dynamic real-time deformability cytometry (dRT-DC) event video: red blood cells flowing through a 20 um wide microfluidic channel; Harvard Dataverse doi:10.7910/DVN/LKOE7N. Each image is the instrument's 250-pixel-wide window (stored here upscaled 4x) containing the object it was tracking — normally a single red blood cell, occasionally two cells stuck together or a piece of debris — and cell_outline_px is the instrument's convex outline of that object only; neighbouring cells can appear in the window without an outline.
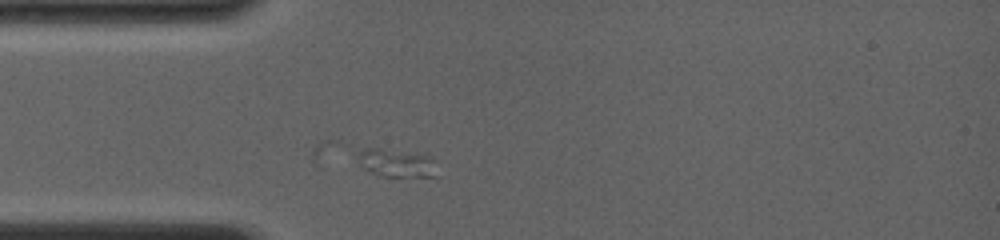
{"species": "common noctule bat (a hibernating species)", "species_latin": "Nyctalus noctula", "temperature_condition": "room temperature", "stored_images_in_passage": 1, "camera_frame_rate_fps": 4000, "um_per_image_px": 0.085, "animal": {"sex": "female", "body_mass_g": 19.0, "forearm_length_mm": 56.7}, "frame": {"image": 1, "passage_image": 1, "time_ms": 0.0, "image_size_px": [1000, 240], "cell_outline_px": [[436, 176], [380, 176], [364, 168], [360, 164], [356, 156], [356, 152], [368, 148], [380, 148], [432, 156], [436, 160]], "centroid_in_image_um": [33.71, 13.84], "position_along_channel_um": 51.3, "area_um2": 13.01}}